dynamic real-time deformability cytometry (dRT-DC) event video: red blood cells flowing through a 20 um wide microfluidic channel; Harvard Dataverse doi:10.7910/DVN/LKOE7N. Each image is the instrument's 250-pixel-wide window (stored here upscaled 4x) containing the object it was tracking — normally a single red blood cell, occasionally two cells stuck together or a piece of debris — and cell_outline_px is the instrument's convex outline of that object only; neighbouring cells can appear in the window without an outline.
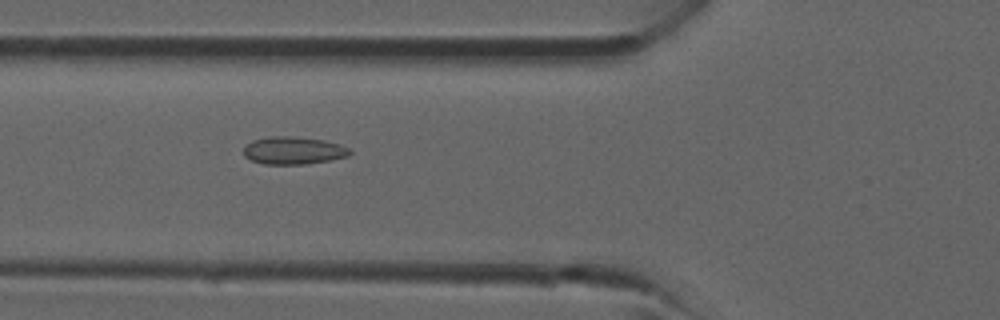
{"species": "common noctule bat (a hibernating species)", "species_latin": "Nyctalus noctula", "temperature_condition": "room temperature", "stored_images_in_passage": 33, "camera_frame_rate_fps": 3000, "um_per_image_px": 0.085, "animal": {"sex": "male", "forearm_length_mm": 52.5}, "frame": {"image": 1, "passage_image": 9, "time_ms": 2.667, "image_size_px": [1000, 320], "cell_outline_px": [[352, 152], [348, 156], [332, 160], [304, 164], [264, 164], [252, 160], [244, 156], [244, 144], [252, 140], [268, 136], [288, 136], [324, 140], [340, 144], [348, 148]], "centroid_in_image_um": [24.92, 12.79], "position_along_channel_um": 100.9, "area_um2": 17.17}}
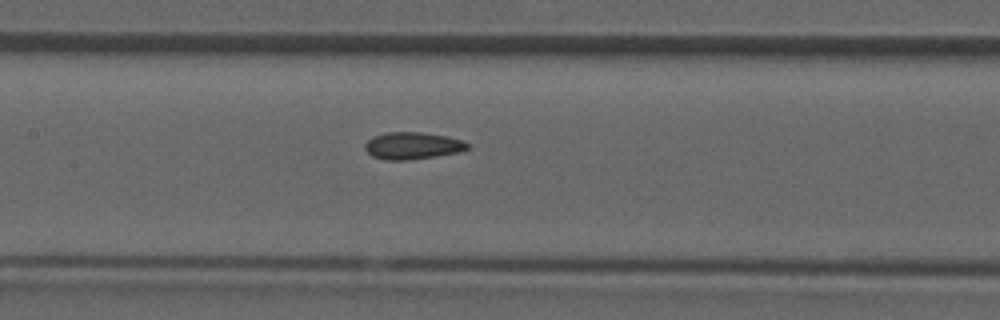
{"frame": {"image": 2, "passage_image": 13, "time_ms": 4.0, "image_size_px": [1000, 320], "cell_outline_px": [[472, 144], [468, 148], [460, 152], [436, 156], [408, 160], [384, 160], [372, 156], [364, 148], [364, 144], [372, 136], [384, 132], [420, 132], [448, 136], [464, 140]], "centroid_in_image_um": [35.08, 12.38], "position_along_channel_um": 172.3, "area_um2": 16.47}}
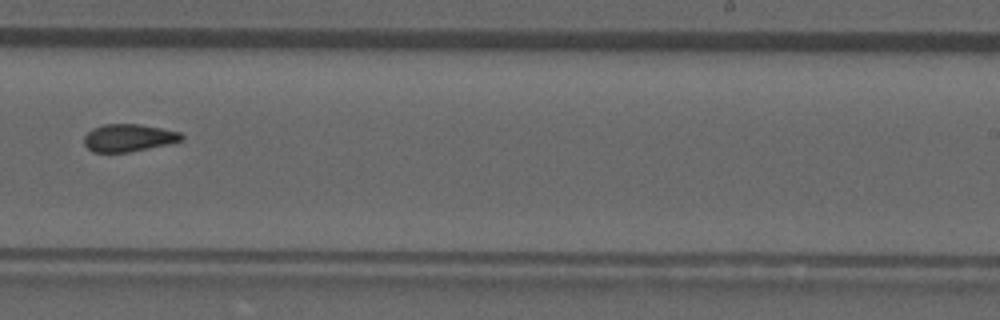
{"frame": {"image": 3, "passage_image": 19, "time_ms": 6.0, "image_size_px": [1000, 320], "cell_outline_px": [[184, 140], [168, 144], [132, 152], [92, 152], [84, 144], [84, 136], [92, 128], [104, 124], [140, 124], [180, 132], [184, 136]], "centroid_in_image_um": [10.93, 11.72], "position_along_channel_um": 278.1, "area_um2": 15.72}}